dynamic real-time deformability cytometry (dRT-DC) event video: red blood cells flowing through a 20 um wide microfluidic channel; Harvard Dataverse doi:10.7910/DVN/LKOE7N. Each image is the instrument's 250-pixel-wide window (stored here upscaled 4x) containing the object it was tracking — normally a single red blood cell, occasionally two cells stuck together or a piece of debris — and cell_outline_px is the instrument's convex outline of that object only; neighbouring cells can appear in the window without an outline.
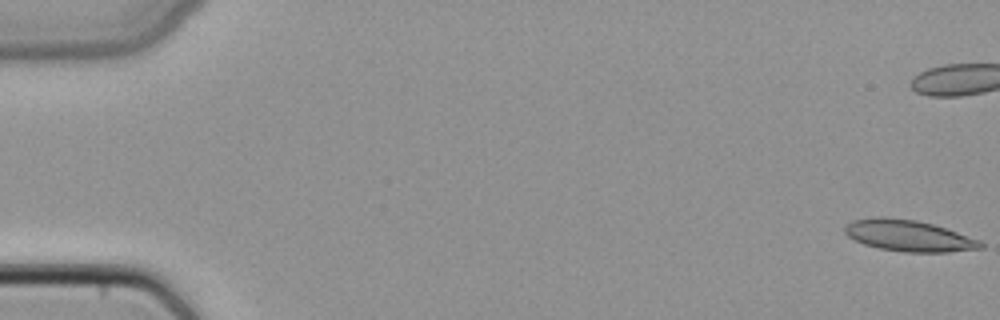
{"species": "common noctule bat (a hibernating species)", "species_latin": "Nyctalus noctula", "temperature_condition": "cold", "stored_images_in_passage": 51, "camera_frame_rate_fps": 3000, "um_per_image_px": 0.085, "animal": {"sex": "female", "body_mass_g": 22.7, "forearm_length_mm": 54.2}, "frame": {"image": 1, "passage_image": 1, "time_ms": 0.0, "image_size_px": [1000, 320], "cell_outline_px": [[984, 248], [948, 252], [904, 252], [880, 248], [864, 244], [848, 236], [844, 232], [844, 228], [852, 220], [872, 216], [884, 216], [916, 220], [932, 224], [980, 240], [984, 244]], "centroid_in_image_um": [77.22, 20.02], "position_along_channel_um": 7.8, "area_um2": 24.74}}
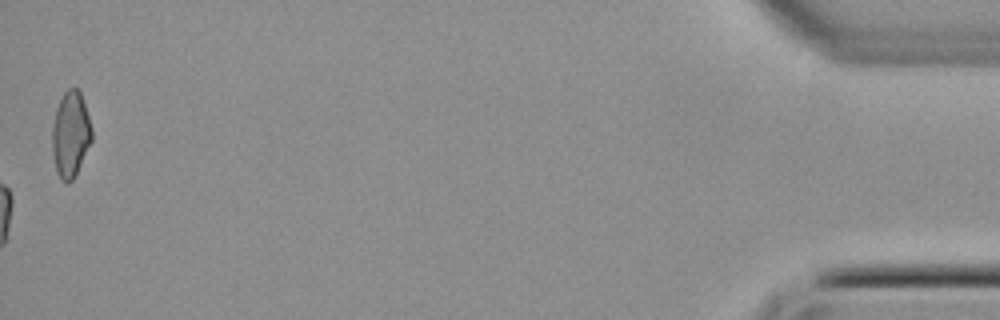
{"frame": {"image": 2, "passage_image": 51, "time_ms": 16.667, "image_size_px": [1000, 320], "cell_outline_px": [[92, 140], [72, 180], [68, 184], [60, 180], [56, 172], [52, 152], [52, 124], [56, 108], [64, 92], [68, 88], [76, 88], [80, 92], [92, 128]], "centroid_in_image_um": [5.97, 11.43], "position_along_channel_um": 429.2, "area_um2": 19.71}}